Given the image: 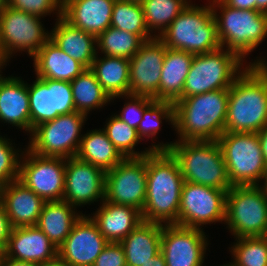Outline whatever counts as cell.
<instances>
[{
    "label": "cell",
    "instance_id": "cell-1",
    "mask_svg": "<svg viewBox=\"0 0 267 266\" xmlns=\"http://www.w3.org/2000/svg\"><path fill=\"white\" fill-rule=\"evenodd\" d=\"M249 63L229 88L225 132L258 133L267 125V61Z\"/></svg>",
    "mask_w": 267,
    "mask_h": 266
},
{
    "label": "cell",
    "instance_id": "cell-2",
    "mask_svg": "<svg viewBox=\"0 0 267 266\" xmlns=\"http://www.w3.org/2000/svg\"><path fill=\"white\" fill-rule=\"evenodd\" d=\"M184 182L179 164L169 151L148 154L146 201L141 212L143 221L176 224Z\"/></svg>",
    "mask_w": 267,
    "mask_h": 266
},
{
    "label": "cell",
    "instance_id": "cell-3",
    "mask_svg": "<svg viewBox=\"0 0 267 266\" xmlns=\"http://www.w3.org/2000/svg\"><path fill=\"white\" fill-rule=\"evenodd\" d=\"M229 89L181 98L174 105L178 141L217 140L225 132Z\"/></svg>",
    "mask_w": 267,
    "mask_h": 266
},
{
    "label": "cell",
    "instance_id": "cell-4",
    "mask_svg": "<svg viewBox=\"0 0 267 266\" xmlns=\"http://www.w3.org/2000/svg\"><path fill=\"white\" fill-rule=\"evenodd\" d=\"M153 151H169L177 160L184 181L229 190L226 164L217 140L152 144Z\"/></svg>",
    "mask_w": 267,
    "mask_h": 266
},
{
    "label": "cell",
    "instance_id": "cell-5",
    "mask_svg": "<svg viewBox=\"0 0 267 266\" xmlns=\"http://www.w3.org/2000/svg\"><path fill=\"white\" fill-rule=\"evenodd\" d=\"M159 39L171 49L203 54L221 48L217 23L211 5L189 4L162 33Z\"/></svg>",
    "mask_w": 267,
    "mask_h": 266
},
{
    "label": "cell",
    "instance_id": "cell-6",
    "mask_svg": "<svg viewBox=\"0 0 267 266\" xmlns=\"http://www.w3.org/2000/svg\"><path fill=\"white\" fill-rule=\"evenodd\" d=\"M217 23V35L222 48L244 59L267 37V13L240 10L224 1L211 5ZM218 10L221 11L218 13Z\"/></svg>",
    "mask_w": 267,
    "mask_h": 266
},
{
    "label": "cell",
    "instance_id": "cell-7",
    "mask_svg": "<svg viewBox=\"0 0 267 266\" xmlns=\"http://www.w3.org/2000/svg\"><path fill=\"white\" fill-rule=\"evenodd\" d=\"M244 60L225 48L196 54L191 62L181 98L219 89H229L235 79L246 69Z\"/></svg>",
    "mask_w": 267,
    "mask_h": 266
},
{
    "label": "cell",
    "instance_id": "cell-8",
    "mask_svg": "<svg viewBox=\"0 0 267 266\" xmlns=\"http://www.w3.org/2000/svg\"><path fill=\"white\" fill-rule=\"evenodd\" d=\"M217 142L232 186L263 183L267 164L257 133L224 132Z\"/></svg>",
    "mask_w": 267,
    "mask_h": 266
},
{
    "label": "cell",
    "instance_id": "cell-9",
    "mask_svg": "<svg viewBox=\"0 0 267 266\" xmlns=\"http://www.w3.org/2000/svg\"><path fill=\"white\" fill-rule=\"evenodd\" d=\"M225 223L236 238L267 236V192L261 185L232 186L226 193Z\"/></svg>",
    "mask_w": 267,
    "mask_h": 266
},
{
    "label": "cell",
    "instance_id": "cell-10",
    "mask_svg": "<svg viewBox=\"0 0 267 266\" xmlns=\"http://www.w3.org/2000/svg\"><path fill=\"white\" fill-rule=\"evenodd\" d=\"M86 117V114L74 111L36 126L30 134L27 148L40 156L76 157Z\"/></svg>",
    "mask_w": 267,
    "mask_h": 266
},
{
    "label": "cell",
    "instance_id": "cell-11",
    "mask_svg": "<svg viewBox=\"0 0 267 266\" xmlns=\"http://www.w3.org/2000/svg\"><path fill=\"white\" fill-rule=\"evenodd\" d=\"M40 19L10 6L0 12V53L6 62L17 51L33 57L50 39Z\"/></svg>",
    "mask_w": 267,
    "mask_h": 266
},
{
    "label": "cell",
    "instance_id": "cell-12",
    "mask_svg": "<svg viewBox=\"0 0 267 266\" xmlns=\"http://www.w3.org/2000/svg\"><path fill=\"white\" fill-rule=\"evenodd\" d=\"M227 191L185 181L175 225L201 229L202 225L224 223Z\"/></svg>",
    "mask_w": 267,
    "mask_h": 266
},
{
    "label": "cell",
    "instance_id": "cell-13",
    "mask_svg": "<svg viewBox=\"0 0 267 266\" xmlns=\"http://www.w3.org/2000/svg\"><path fill=\"white\" fill-rule=\"evenodd\" d=\"M24 151L20 160L18 180L45 202L62 201L66 159L40 156L28 148Z\"/></svg>",
    "mask_w": 267,
    "mask_h": 266
},
{
    "label": "cell",
    "instance_id": "cell-14",
    "mask_svg": "<svg viewBox=\"0 0 267 266\" xmlns=\"http://www.w3.org/2000/svg\"><path fill=\"white\" fill-rule=\"evenodd\" d=\"M147 155L124 158L112 170L105 172L104 200L129 205L142 212L146 201Z\"/></svg>",
    "mask_w": 267,
    "mask_h": 266
},
{
    "label": "cell",
    "instance_id": "cell-15",
    "mask_svg": "<svg viewBox=\"0 0 267 266\" xmlns=\"http://www.w3.org/2000/svg\"><path fill=\"white\" fill-rule=\"evenodd\" d=\"M32 83L28 85L30 134L36 126L76 111L70 82L36 77Z\"/></svg>",
    "mask_w": 267,
    "mask_h": 266
},
{
    "label": "cell",
    "instance_id": "cell-16",
    "mask_svg": "<svg viewBox=\"0 0 267 266\" xmlns=\"http://www.w3.org/2000/svg\"><path fill=\"white\" fill-rule=\"evenodd\" d=\"M206 236L203 228L162 225L161 253L166 266H204Z\"/></svg>",
    "mask_w": 267,
    "mask_h": 266
},
{
    "label": "cell",
    "instance_id": "cell-17",
    "mask_svg": "<svg viewBox=\"0 0 267 266\" xmlns=\"http://www.w3.org/2000/svg\"><path fill=\"white\" fill-rule=\"evenodd\" d=\"M166 46L158 38L145 41L129 59V94L158 100L159 84Z\"/></svg>",
    "mask_w": 267,
    "mask_h": 266
},
{
    "label": "cell",
    "instance_id": "cell-18",
    "mask_svg": "<svg viewBox=\"0 0 267 266\" xmlns=\"http://www.w3.org/2000/svg\"><path fill=\"white\" fill-rule=\"evenodd\" d=\"M105 172L77 157L66 159L63 201L74 207L104 201Z\"/></svg>",
    "mask_w": 267,
    "mask_h": 266
},
{
    "label": "cell",
    "instance_id": "cell-19",
    "mask_svg": "<svg viewBox=\"0 0 267 266\" xmlns=\"http://www.w3.org/2000/svg\"><path fill=\"white\" fill-rule=\"evenodd\" d=\"M108 243L90 215L82 214L59 246L58 258L71 266H93Z\"/></svg>",
    "mask_w": 267,
    "mask_h": 266
},
{
    "label": "cell",
    "instance_id": "cell-20",
    "mask_svg": "<svg viewBox=\"0 0 267 266\" xmlns=\"http://www.w3.org/2000/svg\"><path fill=\"white\" fill-rule=\"evenodd\" d=\"M4 255L8 258L46 265L58 258V248L36 226L13 228Z\"/></svg>",
    "mask_w": 267,
    "mask_h": 266
},
{
    "label": "cell",
    "instance_id": "cell-21",
    "mask_svg": "<svg viewBox=\"0 0 267 266\" xmlns=\"http://www.w3.org/2000/svg\"><path fill=\"white\" fill-rule=\"evenodd\" d=\"M0 199L13 228L36 226L45 204L19 180L1 186Z\"/></svg>",
    "mask_w": 267,
    "mask_h": 266
},
{
    "label": "cell",
    "instance_id": "cell-22",
    "mask_svg": "<svg viewBox=\"0 0 267 266\" xmlns=\"http://www.w3.org/2000/svg\"><path fill=\"white\" fill-rule=\"evenodd\" d=\"M115 0H67L62 17L96 38L111 26Z\"/></svg>",
    "mask_w": 267,
    "mask_h": 266
},
{
    "label": "cell",
    "instance_id": "cell-23",
    "mask_svg": "<svg viewBox=\"0 0 267 266\" xmlns=\"http://www.w3.org/2000/svg\"><path fill=\"white\" fill-rule=\"evenodd\" d=\"M0 121L30 134L28 84L20 77L0 74Z\"/></svg>",
    "mask_w": 267,
    "mask_h": 266
},
{
    "label": "cell",
    "instance_id": "cell-24",
    "mask_svg": "<svg viewBox=\"0 0 267 266\" xmlns=\"http://www.w3.org/2000/svg\"><path fill=\"white\" fill-rule=\"evenodd\" d=\"M90 217L98 226L100 233L112 243H120L143 222L141 211L137 208L105 200L93 217Z\"/></svg>",
    "mask_w": 267,
    "mask_h": 266
},
{
    "label": "cell",
    "instance_id": "cell-25",
    "mask_svg": "<svg viewBox=\"0 0 267 266\" xmlns=\"http://www.w3.org/2000/svg\"><path fill=\"white\" fill-rule=\"evenodd\" d=\"M38 78L71 82L86 68L49 39L33 56Z\"/></svg>",
    "mask_w": 267,
    "mask_h": 266
},
{
    "label": "cell",
    "instance_id": "cell-26",
    "mask_svg": "<svg viewBox=\"0 0 267 266\" xmlns=\"http://www.w3.org/2000/svg\"><path fill=\"white\" fill-rule=\"evenodd\" d=\"M50 39L70 57L90 69L97 54L96 37L72 26L63 17L57 18Z\"/></svg>",
    "mask_w": 267,
    "mask_h": 266
},
{
    "label": "cell",
    "instance_id": "cell-27",
    "mask_svg": "<svg viewBox=\"0 0 267 266\" xmlns=\"http://www.w3.org/2000/svg\"><path fill=\"white\" fill-rule=\"evenodd\" d=\"M162 224H139L120 244L124 249L127 266H142L161 251Z\"/></svg>",
    "mask_w": 267,
    "mask_h": 266
},
{
    "label": "cell",
    "instance_id": "cell-28",
    "mask_svg": "<svg viewBox=\"0 0 267 266\" xmlns=\"http://www.w3.org/2000/svg\"><path fill=\"white\" fill-rule=\"evenodd\" d=\"M194 54L166 47L159 84L158 100L173 104L181 99Z\"/></svg>",
    "mask_w": 267,
    "mask_h": 266
},
{
    "label": "cell",
    "instance_id": "cell-29",
    "mask_svg": "<svg viewBox=\"0 0 267 266\" xmlns=\"http://www.w3.org/2000/svg\"><path fill=\"white\" fill-rule=\"evenodd\" d=\"M75 210L76 207L63 200L45 202L36 227L59 248L83 214Z\"/></svg>",
    "mask_w": 267,
    "mask_h": 266
},
{
    "label": "cell",
    "instance_id": "cell-30",
    "mask_svg": "<svg viewBox=\"0 0 267 266\" xmlns=\"http://www.w3.org/2000/svg\"><path fill=\"white\" fill-rule=\"evenodd\" d=\"M97 53L90 70L110 98L129 94V59L122 57H99Z\"/></svg>",
    "mask_w": 267,
    "mask_h": 266
},
{
    "label": "cell",
    "instance_id": "cell-31",
    "mask_svg": "<svg viewBox=\"0 0 267 266\" xmlns=\"http://www.w3.org/2000/svg\"><path fill=\"white\" fill-rule=\"evenodd\" d=\"M76 157L99 167L104 172L112 170L124 157L115 148L103 129L83 134Z\"/></svg>",
    "mask_w": 267,
    "mask_h": 266
},
{
    "label": "cell",
    "instance_id": "cell-32",
    "mask_svg": "<svg viewBox=\"0 0 267 266\" xmlns=\"http://www.w3.org/2000/svg\"><path fill=\"white\" fill-rule=\"evenodd\" d=\"M70 83L77 112L88 115L92 109H100L111 101L90 69L84 70Z\"/></svg>",
    "mask_w": 267,
    "mask_h": 266
},
{
    "label": "cell",
    "instance_id": "cell-33",
    "mask_svg": "<svg viewBox=\"0 0 267 266\" xmlns=\"http://www.w3.org/2000/svg\"><path fill=\"white\" fill-rule=\"evenodd\" d=\"M190 0H144L141 5L149 32L160 37L176 17L190 4Z\"/></svg>",
    "mask_w": 267,
    "mask_h": 266
},
{
    "label": "cell",
    "instance_id": "cell-34",
    "mask_svg": "<svg viewBox=\"0 0 267 266\" xmlns=\"http://www.w3.org/2000/svg\"><path fill=\"white\" fill-rule=\"evenodd\" d=\"M111 27L134 33L144 42L155 38V34H151L147 28L143 8L139 3L115 0Z\"/></svg>",
    "mask_w": 267,
    "mask_h": 266
},
{
    "label": "cell",
    "instance_id": "cell-35",
    "mask_svg": "<svg viewBox=\"0 0 267 266\" xmlns=\"http://www.w3.org/2000/svg\"><path fill=\"white\" fill-rule=\"evenodd\" d=\"M97 53L106 56L132 58L140 49L144 41L136 34L109 27L97 38Z\"/></svg>",
    "mask_w": 267,
    "mask_h": 266
},
{
    "label": "cell",
    "instance_id": "cell-36",
    "mask_svg": "<svg viewBox=\"0 0 267 266\" xmlns=\"http://www.w3.org/2000/svg\"><path fill=\"white\" fill-rule=\"evenodd\" d=\"M112 116L108 118L109 120L105 124L106 127L104 126L102 129L124 158L144 157L153 151L150 147L145 148V150L143 152L141 151V153L139 151H135V146L143 140L139 137L137 129L130 127L115 114Z\"/></svg>",
    "mask_w": 267,
    "mask_h": 266
},
{
    "label": "cell",
    "instance_id": "cell-37",
    "mask_svg": "<svg viewBox=\"0 0 267 266\" xmlns=\"http://www.w3.org/2000/svg\"><path fill=\"white\" fill-rule=\"evenodd\" d=\"M229 248L233 266H267V236L240 237Z\"/></svg>",
    "mask_w": 267,
    "mask_h": 266
},
{
    "label": "cell",
    "instance_id": "cell-38",
    "mask_svg": "<svg viewBox=\"0 0 267 266\" xmlns=\"http://www.w3.org/2000/svg\"><path fill=\"white\" fill-rule=\"evenodd\" d=\"M166 120L174 128V105L170 101L154 100L143 113V119L139 123L137 132L139 137L154 138L158 133L162 120ZM146 136V137H145Z\"/></svg>",
    "mask_w": 267,
    "mask_h": 266
},
{
    "label": "cell",
    "instance_id": "cell-39",
    "mask_svg": "<svg viewBox=\"0 0 267 266\" xmlns=\"http://www.w3.org/2000/svg\"><path fill=\"white\" fill-rule=\"evenodd\" d=\"M11 142L9 138L0 135V187L19 179L23 151L19 154L20 151L14 149Z\"/></svg>",
    "mask_w": 267,
    "mask_h": 266
},
{
    "label": "cell",
    "instance_id": "cell-40",
    "mask_svg": "<svg viewBox=\"0 0 267 266\" xmlns=\"http://www.w3.org/2000/svg\"><path fill=\"white\" fill-rule=\"evenodd\" d=\"M119 97L128 98L129 101L127 100L121 113L116 114V116L123 122L127 123L130 127L137 129L139 123L143 119L144 110L154 101V99L146 96L126 94L115 96L111 98V101Z\"/></svg>",
    "mask_w": 267,
    "mask_h": 266
},
{
    "label": "cell",
    "instance_id": "cell-41",
    "mask_svg": "<svg viewBox=\"0 0 267 266\" xmlns=\"http://www.w3.org/2000/svg\"><path fill=\"white\" fill-rule=\"evenodd\" d=\"M8 6L42 18L54 11L58 18L63 15V3L60 0H8Z\"/></svg>",
    "mask_w": 267,
    "mask_h": 266
},
{
    "label": "cell",
    "instance_id": "cell-42",
    "mask_svg": "<svg viewBox=\"0 0 267 266\" xmlns=\"http://www.w3.org/2000/svg\"><path fill=\"white\" fill-rule=\"evenodd\" d=\"M93 266H127L122 245L109 242L97 257Z\"/></svg>",
    "mask_w": 267,
    "mask_h": 266
},
{
    "label": "cell",
    "instance_id": "cell-43",
    "mask_svg": "<svg viewBox=\"0 0 267 266\" xmlns=\"http://www.w3.org/2000/svg\"><path fill=\"white\" fill-rule=\"evenodd\" d=\"M12 230L13 226L9 221V217L6 214L5 208L0 199V247L3 249H5L8 245Z\"/></svg>",
    "mask_w": 267,
    "mask_h": 266
},
{
    "label": "cell",
    "instance_id": "cell-44",
    "mask_svg": "<svg viewBox=\"0 0 267 266\" xmlns=\"http://www.w3.org/2000/svg\"><path fill=\"white\" fill-rule=\"evenodd\" d=\"M224 2L228 6L240 10H256V2L254 0H224Z\"/></svg>",
    "mask_w": 267,
    "mask_h": 266
},
{
    "label": "cell",
    "instance_id": "cell-45",
    "mask_svg": "<svg viewBox=\"0 0 267 266\" xmlns=\"http://www.w3.org/2000/svg\"><path fill=\"white\" fill-rule=\"evenodd\" d=\"M0 266H43L32 262L20 261L6 257L2 258Z\"/></svg>",
    "mask_w": 267,
    "mask_h": 266
},
{
    "label": "cell",
    "instance_id": "cell-46",
    "mask_svg": "<svg viewBox=\"0 0 267 266\" xmlns=\"http://www.w3.org/2000/svg\"><path fill=\"white\" fill-rule=\"evenodd\" d=\"M257 134L260 141L263 158L265 163L267 164V125Z\"/></svg>",
    "mask_w": 267,
    "mask_h": 266
},
{
    "label": "cell",
    "instance_id": "cell-47",
    "mask_svg": "<svg viewBox=\"0 0 267 266\" xmlns=\"http://www.w3.org/2000/svg\"><path fill=\"white\" fill-rule=\"evenodd\" d=\"M142 266H166V262L161 251L154 257L147 261Z\"/></svg>",
    "mask_w": 267,
    "mask_h": 266
},
{
    "label": "cell",
    "instance_id": "cell-48",
    "mask_svg": "<svg viewBox=\"0 0 267 266\" xmlns=\"http://www.w3.org/2000/svg\"><path fill=\"white\" fill-rule=\"evenodd\" d=\"M256 2V10L267 13V0H254Z\"/></svg>",
    "mask_w": 267,
    "mask_h": 266
},
{
    "label": "cell",
    "instance_id": "cell-49",
    "mask_svg": "<svg viewBox=\"0 0 267 266\" xmlns=\"http://www.w3.org/2000/svg\"><path fill=\"white\" fill-rule=\"evenodd\" d=\"M43 266H71L68 263L63 262L62 260H60L59 258L51 261L50 263L43 265Z\"/></svg>",
    "mask_w": 267,
    "mask_h": 266
},
{
    "label": "cell",
    "instance_id": "cell-50",
    "mask_svg": "<svg viewBox=\"0 0 267 266\" xmlns=\"http://www.w3.org/2000/svg\"><path fill=\"white\" fill-rule=\"evenodd\" d=\"M8 6V0H0V12Z\"/></svg>",
    "mask_w": 267,
    "mask_h": 266
},
{
    "label": "cell",
    "instance_id": "cell-51",
    "mask_svg": "<svg viewBox=\"0 0 267 266\" xmlns=\"http://www.w3.org/2000/svg\"><path fill=\"white\" fill-rule=\"evenodd\" d=\"M3 66H7V62L3 59L1 53H0V73H1V69H3Z\"/></svg>",
    "mask_w": 267,
    "mask_h": 266
},
{
    "label": "cell",
    "instance_id": "cell-52",
    "mask_svg": "<svg viewBox=\"0 0 267 266\" xmlns=\"http://www.w3.org/2000/svg\"><path fill=\"white\" fill-rule=\"evenodd\" d=\"M264 183H263V185H261L264 189H265V191L267 192V170H266V175H265V179H264Z\"/></svg>",
    "mask_w": 267,
    "mask_h": 266
},
{
    "label": "cell",
    "instance_id": "cell-53",
    "mask_svg": "<svg viewBox=\"0 0 267 266\" xmlns=\"http://www.w3.org/2000/svg\"><path fill=\"white\" fill-rule=\"evenodd\" d=\"M3 256H4V249L0 247V263L2 261Z\"/></svg>",
    "mask_w": 267,
    "mask_h": 266
},
{
    "label": "cell",
    "instance_id": "cell-54",
    "mask_svg": "<svg viewBox=\"0 0 267 266\" xmlns=\"http://www.w3.org/2000/svg\"><path fill=\"white\" fill-rule=\"evenodd\" d=\"M224 0H211L210 2H209V4L210 5H213V4H215V3H218V2H223Z\"/></svg>",
    "mask_w": 267,
    "mask_h": 266
},
{
    "label": "cell",
    "instance_id": "cell-55",
    "mask_svg": "<svg viewBox=\"0 0 267 266\" xmlns=\"http://www.w3.org/2000/svg\"><path fill=\"white\" fill-rule=\"evenodd\" d=\"M126 1L141 4L144 0H126Z\"/></svg>",
    "mask_w": 267,
    "mask_h": 266
},
{
    "label": "cell",
    "instance_id": "cell-56",
    "mask_svg": "<svg viewBox=\"0 0 267 266\" xmlns=\"http://www.w3.org/2000/svg\"><path fill=\"white\" fill-rule=\"evenodd\" d=\"M220 266H233L232 264H231V262H229L228 264H223V265H220Z\"/></svg>",
    "mask_w": 267,
    "mask_h": 266
}]
</instances>
